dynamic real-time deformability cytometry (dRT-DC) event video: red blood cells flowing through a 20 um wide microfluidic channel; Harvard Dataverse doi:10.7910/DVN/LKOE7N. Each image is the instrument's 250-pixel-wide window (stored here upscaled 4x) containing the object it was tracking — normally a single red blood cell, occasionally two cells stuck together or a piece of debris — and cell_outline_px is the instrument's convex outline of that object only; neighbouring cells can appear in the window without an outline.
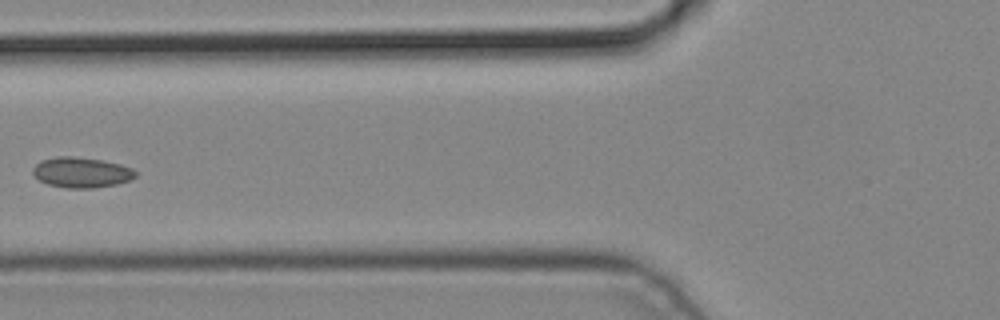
{"species": "common noctule bat (a hibernating species)", "species_latin": "Nyctalus noctula", "temperature_condition": "cold", "stored_images_in_passage": 4, "camera_frame_rate_fps": 3000, "um_per_image_px": 0.085, "animal": {"sex": "male", "body_mass_g": 19.2, "forearm_length_mm": 51.8}, "frame": {"image": 1, "passage_image": 4, "time_ms": 1.0, "image_size_px": [1000, 320], "cell_outline_px": [[136, 176], [132, 180], [116, 184], [92, 188], [64, 188], [48, 184], [40, 180], [32, 172], [32, 168], [40, 160], [56, 156], [72, 156], [104, 160], [120, 164], [132, 168], [136, 172]], "centroid_in_image_um": [6.92, 14.65], "position_along_channel_um": 118.9, "area_um2": 18.32}}